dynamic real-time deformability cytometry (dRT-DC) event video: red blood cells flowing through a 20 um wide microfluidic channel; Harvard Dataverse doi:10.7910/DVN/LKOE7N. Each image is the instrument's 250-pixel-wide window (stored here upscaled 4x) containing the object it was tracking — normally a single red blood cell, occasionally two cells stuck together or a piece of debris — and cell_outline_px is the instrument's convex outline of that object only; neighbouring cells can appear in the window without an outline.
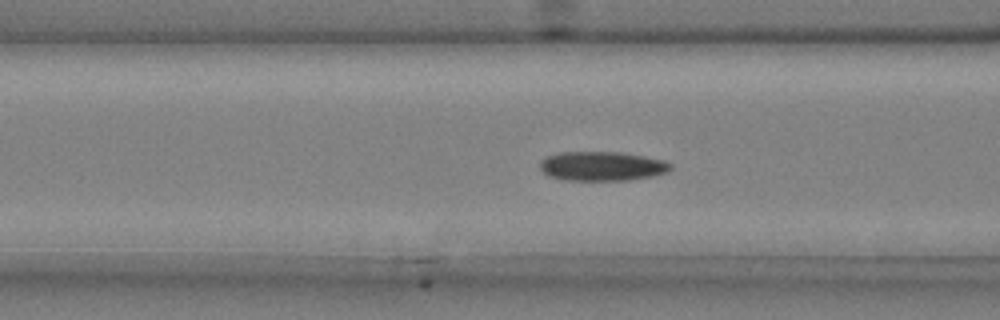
{"species": "common noctule bat (a hibernating species)", "species_latin": "Nyctalus noctula", "temperature_condition": "cold", "stored_images_in_passage": 51, "camera_frame_rate_fps": 3000, "um_per_image_px": 0.085, "animal": {"sex": "male", "body_mass_g": 20.4}, "frame": {"image": 1, "passage_image": 20, "time_ms": 6.333, "image_size_px": [1000, 320], "cell_outline_px": [[672, 168], [668, 172], [652, 176], [628, 180], [564, 180], [548, 176], [540, 168], [540, 160], [544, 156], [560, 152], [620, 152], [644, 156], [664, 160], [672, 164]], "centroid_in_image_um": [51.16, 14.12], "position_along_channel_um": 115.4, "area_um2": 22.48}}
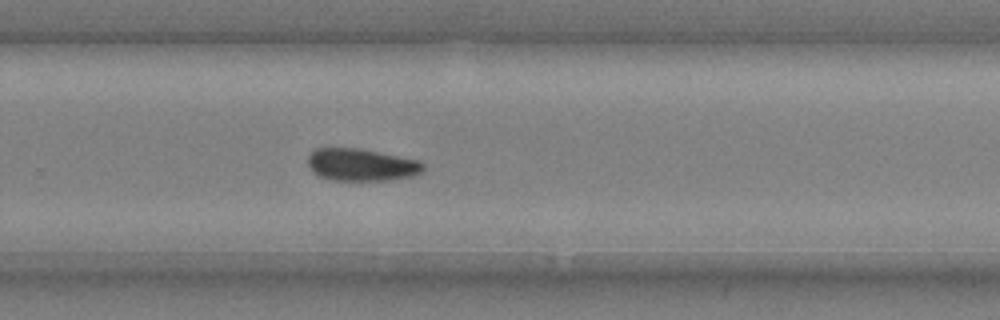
{"frame": {"image": 2, "passage_image": 35, "time_ms": 11.333, "image_size_px": [1000, 320], "cell_outline_px": [[424, 172], [412, 176], [388, 180], [332, 180], [320, 176], [312, 172], [308, 164], [308, 156], [316, 148], [360, 148], [420, 160], [424, 164]], "centroid_in_image_um": [30.74, 14.0], "position_along_channel_um": 299.1, "area_um2": 21.85}}
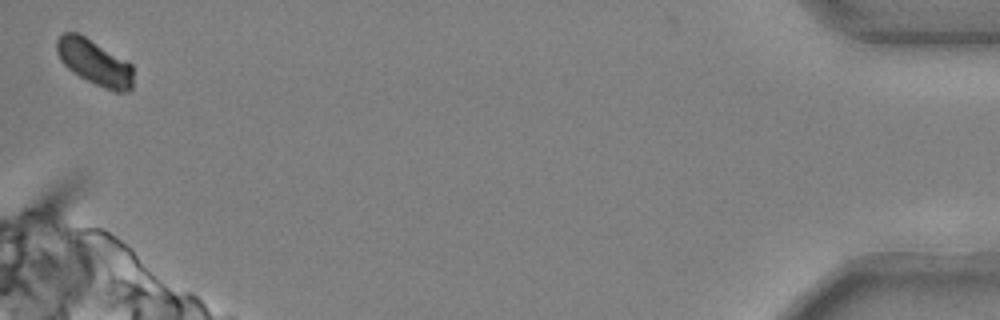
{"frame": {"image": 3, "passage_image": 51, "time_ms": 16.667, "image_size_px": [1000, 320], "cell_outline_px": [[132, 88], [128, 92], [116, 92], [104, 88], [80, 76], [68, 68], [60, 60], [56, 52], [56, 40], [64, 32], [76, 32], [84, 36], [132, 64]], "centroid_in_image_um": [8.03, 5.3], "position_along_channel_um": 427.2, "area_um2": 20.0}}